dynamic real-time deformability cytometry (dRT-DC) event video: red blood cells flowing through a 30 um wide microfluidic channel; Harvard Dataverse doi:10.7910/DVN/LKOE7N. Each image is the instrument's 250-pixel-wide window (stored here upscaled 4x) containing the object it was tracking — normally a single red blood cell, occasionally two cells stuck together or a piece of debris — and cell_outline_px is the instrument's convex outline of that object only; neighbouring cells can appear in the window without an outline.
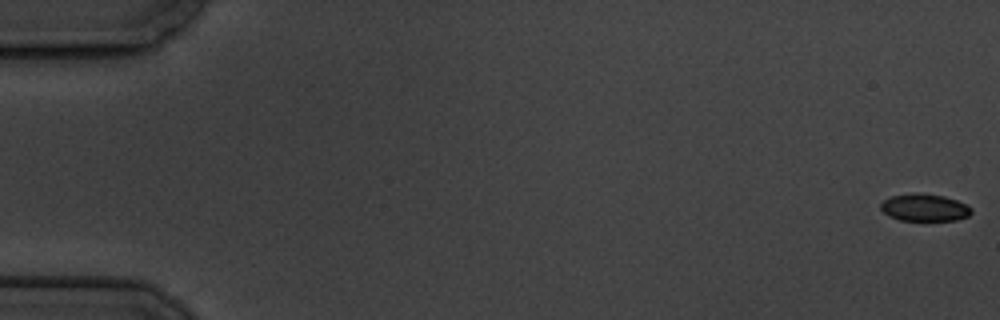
{"species": "common noctule bat (a hibernating species)", "species_latin": "Nyctalus noctula", "temperature_condition": "cold", "stored_images_in_passage": 6, "camera_frame_rate_fps": 3000, "um_per_image_px": 0.085, "animal": {"sex": "male", "body_mass_g": 19.5, "forearm_length_mm": 54.6}, "frame": {"image": 1, "passage_image": 1, "time_ms": 0.0, "image_size_px": [1000, 320], "cell_outline_px": [[972, 212], [968, 216], [956, 220], [900, 220], [888, 216], [880, 208], [880, 204], [884, 200], [892, 196], [916, 192], [944, 196], [956, 200], [972, 208]], "centroid_in_image_um": [78.57, 17.64], "position_along_channel_um": 6.4, "area_um2": 14.33}}
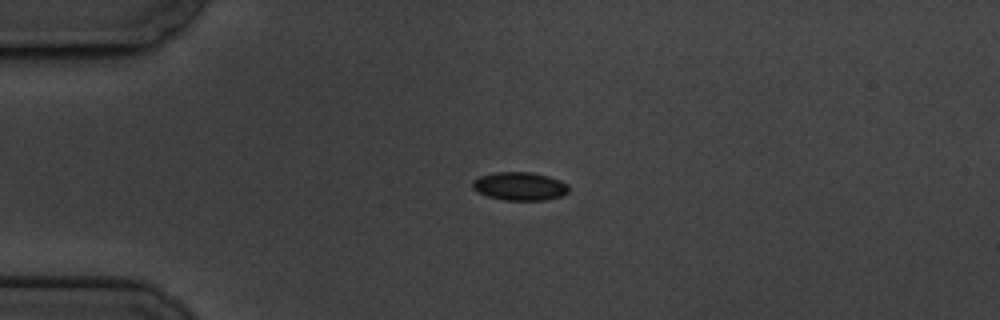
{"frame": {"image": 2, "passage_image": 5, "time_ms": 4.667, "image_size_px": [1000, 320], "cell_outline_px": [[568, 192], [560, 196], [544, 200], [504, 200], [488, 196], [472, 188], [472, 180], [480, 176], [496, 172], [532, 172], [548, 176], [560, 180], [568, 184]], "centroid_in_image_um": [44.18, 15.82], "position_along_channel_um": 40.8, "area_um2": 15.78}}